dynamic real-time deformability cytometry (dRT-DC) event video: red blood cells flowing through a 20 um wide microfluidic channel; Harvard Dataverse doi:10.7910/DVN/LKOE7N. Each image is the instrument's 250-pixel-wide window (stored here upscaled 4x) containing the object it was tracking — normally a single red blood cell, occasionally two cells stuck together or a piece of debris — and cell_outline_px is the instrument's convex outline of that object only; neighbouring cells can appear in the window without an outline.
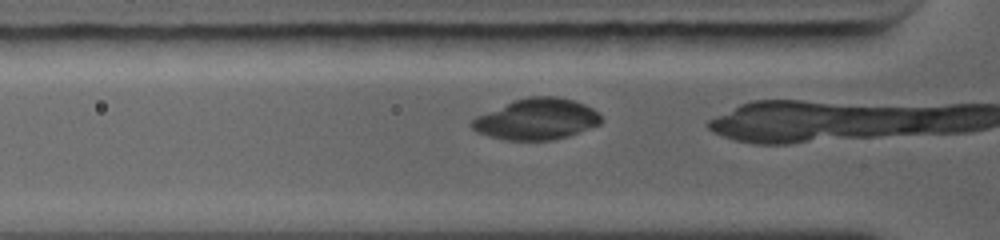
{"species": "common noctule bat (a hibernating species)", "species_latin": "Nyctalus noctula", "temperature_condition": "warm", "stored_images_in_passage": 3, "camera_frame_rate_fps": 5000, "um_per_image_px": 0.085, "animal": {"sex": "female", "body_mass_g": 19.0, "forearm_length_mm": 56.7}, "frame": {"image": 1, "passage_image": 2, "time_ms": 0.4, "image_size_px": [1000, 240], "cell_outline_px": [[600, 124], [564, 136], [548, 140], [504, 140], [480, 132], [472, 128], [472, 120], [476, 116], [512, 100], [528, 96], [556, 96], [576, 100], [592, 108], [600, 116]], "centroid_in_image_um": [45.59, 10.1], "position_along_channel_um": 80.2, "area_um2": 30.46}}